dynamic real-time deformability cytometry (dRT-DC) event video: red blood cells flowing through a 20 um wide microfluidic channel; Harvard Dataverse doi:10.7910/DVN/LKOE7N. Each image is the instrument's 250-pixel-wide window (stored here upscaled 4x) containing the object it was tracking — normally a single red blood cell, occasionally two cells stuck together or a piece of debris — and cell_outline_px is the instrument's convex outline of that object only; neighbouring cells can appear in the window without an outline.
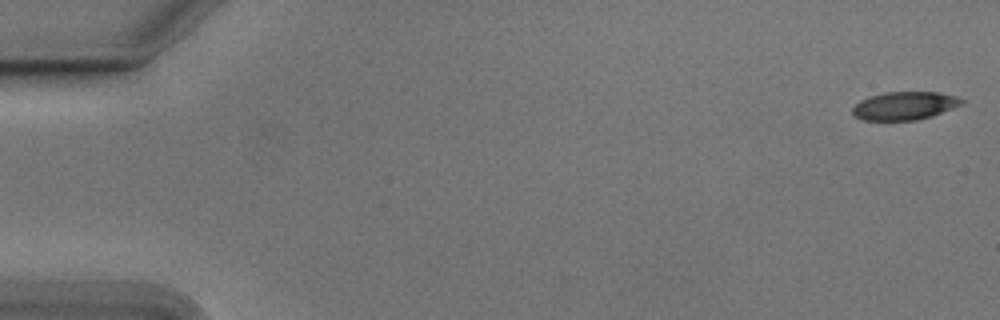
{"species": "Egyptian fruit bat (a non-hibernating species)", "species_latin": "Rousettus aegyptiacus", "temperature_condition": "cold", "stored_images_in_passage": 51, "camera_frame_rate_fps": 3000, "um_per_image_px": 0.085, "animal": {"sex": "male"}, "frame": {"image": 1, "passage_image": 1, "time_ms": 0.0, "image_size_px": [1000, 320], "cell_outline_px": [[964, 104], [932, 116], [916, 120], [864, 120], [856, 116], [852, 112], [852, 108], [860, 100], [868, 96], [884, 92], [936, 92], [956, 96], [964, 100]], "centroid_in_image_um": [76.9, 8.98], "position_along_channel_um": 8.1, "area_um2": 17.92}}
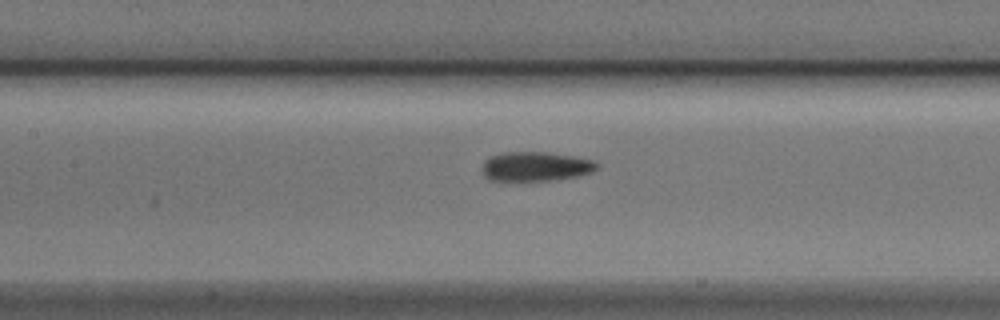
{"frame": {"image": 2, "passage_image": 25, "time_ms": 8.0, "image_size_px": [1000, 320], "cell_outline_px": [[600, 164], [592, 172], [576, 176], [552, 180], [488, 180], [484, 176], [480, 168], [484, 160], [492, 156], [504, 152], [548, 152], [572, 156], [592, 160]], "centroid_in_image_um": [45.49, 14.14], "position_along_channel_um": 161.9, "area_um2": 19.59}}
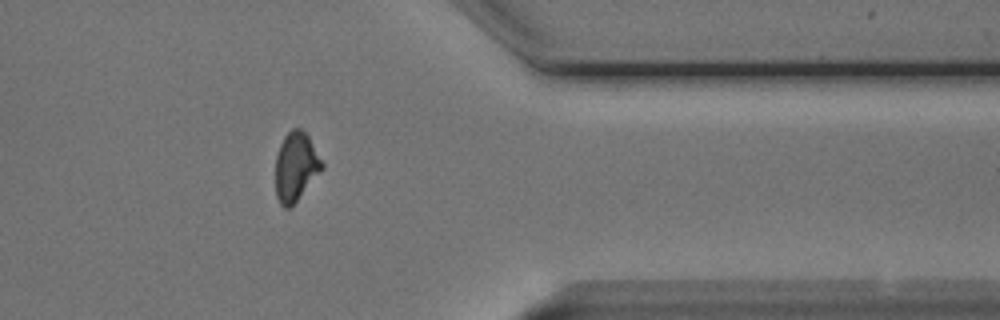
{"frame": {"image": 3, "passage_image": 44, "time_ms": 14.333, "image_size_px": [1000, 320], "cell_outline_px": [[324, 168], [296, 200], [288, 208], [284, 208], [280, 204], [276, 196], [276, 156], [280, 144], [284, 136], [292, 128], [300, 128], [308, 136], [324, 164]], "centroid_in_image_um": [25.14, 14.14], "position_along_channel_um": 386.3, "area_um2": 18.38}}